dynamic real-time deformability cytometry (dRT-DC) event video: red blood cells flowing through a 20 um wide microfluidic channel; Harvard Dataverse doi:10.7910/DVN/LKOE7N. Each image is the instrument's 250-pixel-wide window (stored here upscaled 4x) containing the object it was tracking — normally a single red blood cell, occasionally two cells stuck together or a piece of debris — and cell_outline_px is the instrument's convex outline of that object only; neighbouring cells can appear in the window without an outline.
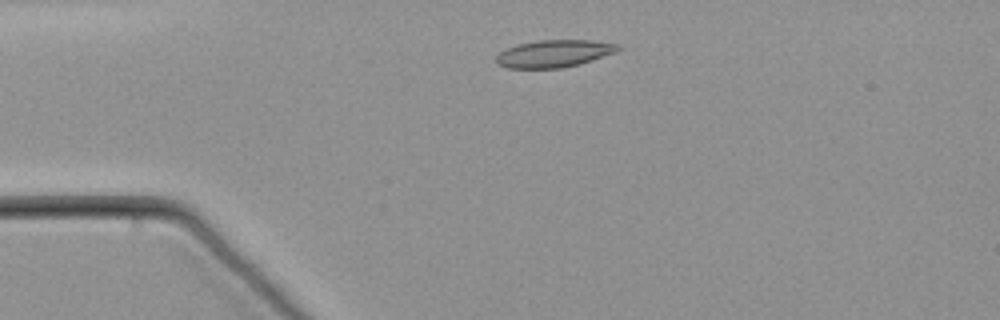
{"species": "common noctule bat (a hibernating species)", "species_latin": "Nyctalus noctula", "temperature_condition": "warm", "stored_images_in_passage": 52, "camera_frame_rate_fps": 3000, "um_per_image_px": 0.085, "animal": {"sex": "male", "body_mass_g": 21.5, "forearm_length_mm": 52.0}, "frame": {"image": 1, "passage_image": 6, "time_ms": 1.667, "image_size_px": [1000, 320], "cell_outline_px": [[624, 48], [616, 52], [580, 64], [560, 68], [508, 68], [496, 64], [496, 56], [500, 52], [516, 44], [540, 40], [592, 40], [620, 44]], "centroid_in_image_um": [47.13, 4.55], "position_along_channel_um": 37.9, "area_um2": 19.54}}
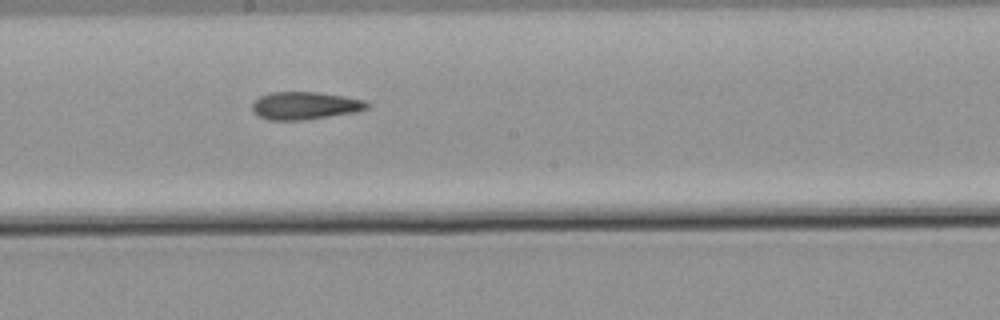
{"frame": {"image": 2, "passage_image": 25, "time_ms": 8.0, "image_size_px": [1000, 320], "cell_outline_px": [[372, 104], [368, 108], [356, 112], [304, 120], [268, 120], [252, 112], [252, 104], [260, 96], [272, 92], [320, 92], [344, 96], [364, 100]], "centroid_in_image_um": [25.95, 8.98], "position_along_channel_um": 222.3, "area_um2": 18.61}}
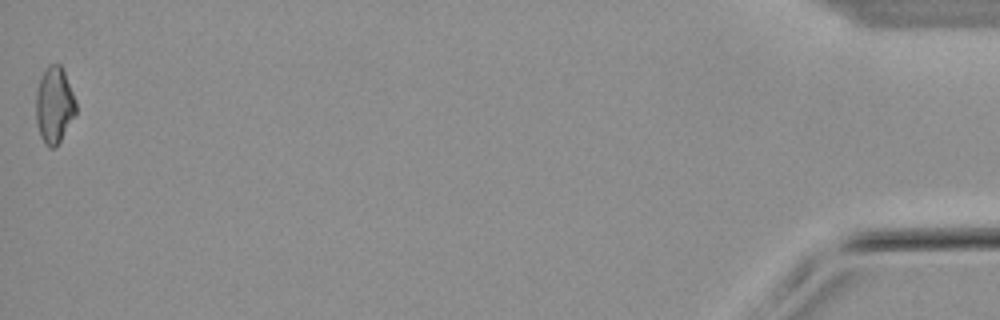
{"frame": {"image": 3, "passage_image": 52, "time_ms": 17.0, "image_size_px": [1000, 320], "cell_outline_px": [[76, 112], [56, 148], [48, 148], [44, 144], [40, 136], [36, 120], [36, 92], [40, 80], [48, 64], [60, 64], [64, 72], [76, 100]], "centroid_in_image_um": [4.6, 8.96], "position_along_channel_um": 430.6, "area_um2": 17.69}}